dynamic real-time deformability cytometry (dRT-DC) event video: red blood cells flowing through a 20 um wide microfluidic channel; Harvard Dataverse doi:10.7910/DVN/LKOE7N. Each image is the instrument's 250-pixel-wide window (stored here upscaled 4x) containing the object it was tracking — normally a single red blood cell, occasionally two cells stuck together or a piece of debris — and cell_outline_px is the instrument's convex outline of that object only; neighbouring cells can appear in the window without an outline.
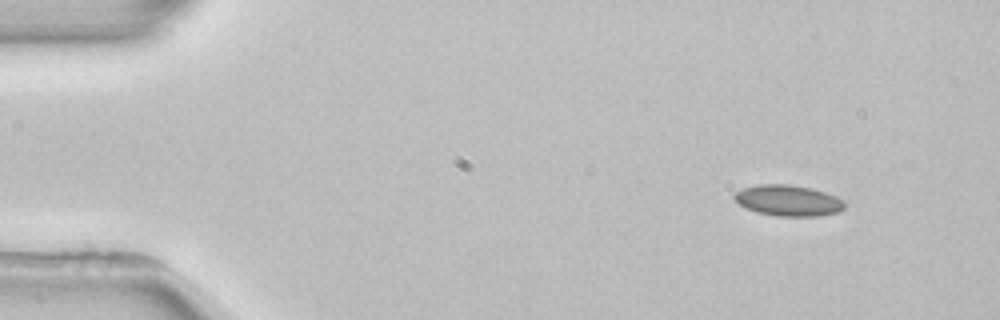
{"species": "common noctule bat (a hibernating species)", "species_latin": "Nyctalus noctula", "temperature_condition": "room temperature", "stored_images_in_passage": 3, "camera_frame_rate_fps": 3000, "um_per_image_px": 0.085, "animal": {"sex": "female", "body_mass_g": 22.7, "forearm_length_mm": 54.2}, "frame": {"image": 1, "passage_image": 1, "time_ms": 0.0, "image_size_px": [1000, 320], "cell_outline_px": [[844, 208], [836, 212], [820, 216], [776, 216], [756, 212], [740, 204], [732, 196], [736, 192], [744, 188], [756, 184], [788, 184], [812, 188], [836, 196], [844, 200]], "centroid_in_image_um": [67.0, 17.04], "position_along_channel_um": 18.0, "area_um2": 19.83}}
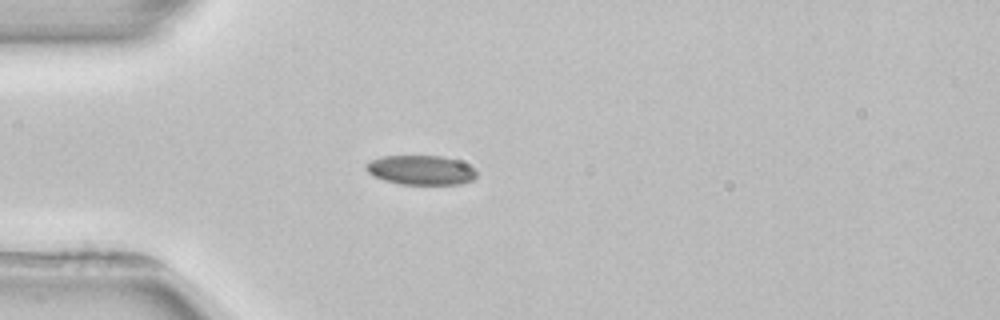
{"frame": {"image": 2, "passage_image": 3, "time_ms": 3.0, "image_size_px": [1000, 320], "cell_outline_px": [[476, 176], [472, 180], [460, 184], [400, 184], [384, 180], [372, 176], [364, 168], [364, 164], [372, 160], [384, 156], [440, 156], [456, 160], [472, 168], [476, 172]], "centroid_in_image_um": [35.71, 14.46], "position_along_channel_um": 49.3, "area_um2": 18.79}}